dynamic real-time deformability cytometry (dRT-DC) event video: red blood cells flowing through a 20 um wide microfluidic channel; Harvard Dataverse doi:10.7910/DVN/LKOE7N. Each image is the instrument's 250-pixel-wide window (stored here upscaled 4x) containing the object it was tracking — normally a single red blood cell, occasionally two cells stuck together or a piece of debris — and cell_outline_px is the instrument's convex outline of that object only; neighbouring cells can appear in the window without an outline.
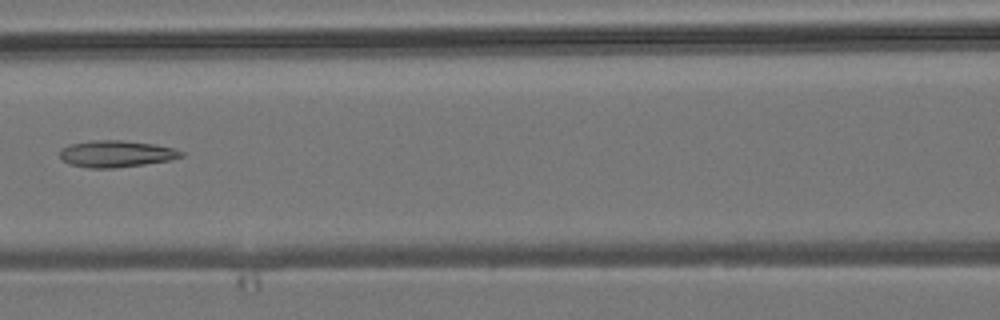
{"species": "common noctule bat (a hibernating species)", "species_latin": "Nyctalus noctula", "temperature_condition": "room temperature", "stored_images_in_passage": 8, "camera_frame_rate_fps": 3000, "um_per_image_px": 0.085, "animal": {"sex": "male", "body_mass_g": 19.2, "forearm_length_mm": 51.8}, "frame": {"image": 1, "passage_image": 7, "time_ms": 7.333, "image_size_px": [1000, 320], "cell_outline_px": [[184, 156], [172, 160], [116, 168], [88, 168], [68, 164], [60, 156], [60, 148], [72, 144], [92, 140], [124, 140], [156, 144], [176, 148], [184, 152]], "centroid_in_image_um": [9.92, 13.07], "position_along_channel_um": 156.7, "area_um2": 19.13}}
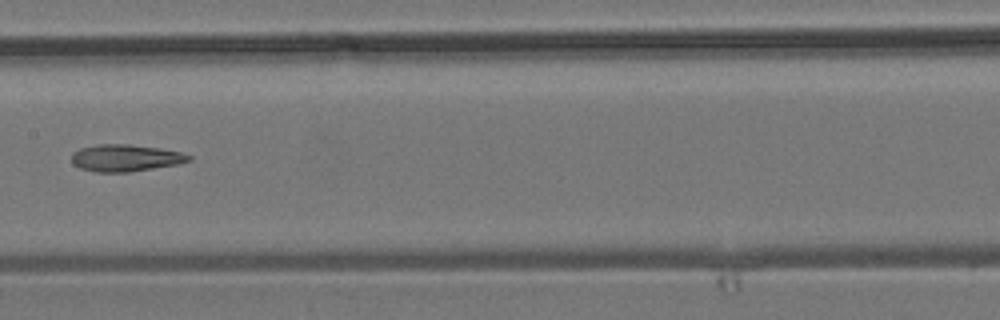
{"frame": {"image": 2, "passage_image": 8, "time_ms": 8.333, "image_size_px": [1000, 320], "cell_outline_px": [[192, 160], [176, 164], [128, 172], [96, 172], [80, 168], [72, 164], [72, 152], [80, 148], [96, 144], [128, 144], [160, 148], [180, 152], [192, 156]], "centroid_in_image_um": [10.63, 13.42], "position_along_channel_um": 196.8, "area_um2": 18.38}}